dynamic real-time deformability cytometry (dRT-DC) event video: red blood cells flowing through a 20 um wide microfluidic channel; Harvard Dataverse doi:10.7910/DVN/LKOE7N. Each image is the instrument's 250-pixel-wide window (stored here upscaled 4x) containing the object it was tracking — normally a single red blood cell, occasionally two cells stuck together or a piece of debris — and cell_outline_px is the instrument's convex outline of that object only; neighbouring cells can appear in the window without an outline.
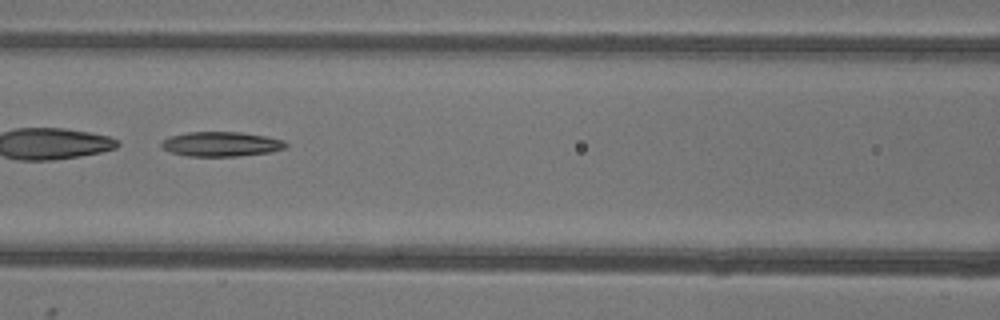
{"species": "common noctule bat (a hibernating species)", "species_latin": "Nyctalus noctula", "temperature_condition": "warm", "stored_images_in_passage": 51, "camera_frame_rate_fps": 3000, "um_per_image_px": 0.085, "animal": {"sex": "female"}, "frame": {"image": 1, "passage_image": 22, "time_ms": 7.0, "image_size_px": [1000, 320], "cell_outline_px": [[288, 144], [284, 148], [272, 152], [236, 156], [188, 156], [172, 152], [164, 148], [160, 144], [168, 136], [188, 132], [240, 132], [268, 136], [284, 140]], "centroid_in_image_um": [18.83, 12.24], "position_along_channel_um": 147.8, "area_um2": 17.86}}